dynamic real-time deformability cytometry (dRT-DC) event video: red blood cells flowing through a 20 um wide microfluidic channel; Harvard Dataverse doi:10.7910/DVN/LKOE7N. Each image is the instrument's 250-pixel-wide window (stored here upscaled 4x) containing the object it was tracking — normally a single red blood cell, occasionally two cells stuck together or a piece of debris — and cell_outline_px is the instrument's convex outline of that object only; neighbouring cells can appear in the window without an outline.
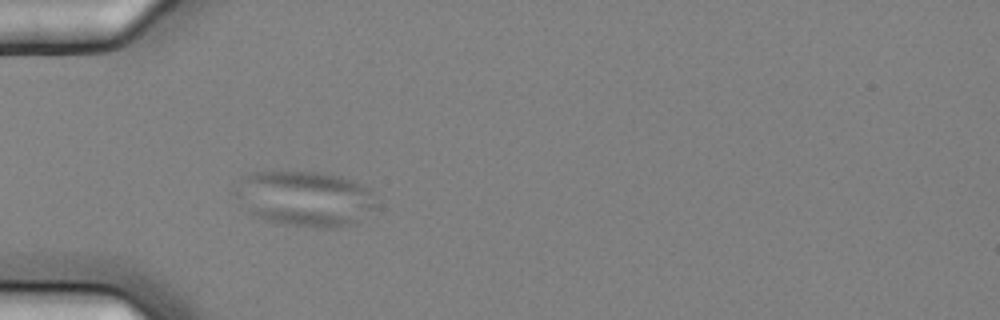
{"species": "common noctule bat (a hibernating species)", "species_latin": "Nyctalus noctula", "temperature_condition": "cold", "stored_images_in_passage": 4, "camera_frame_rate_fps": 3000, "um_per_image_px": 0.085, "animal": {"sex": "female", "body_mass_g": 25.1}, "frame": {"image": 1, "passage_image": 4, "time_ms": 1.0, "image_size_px": [1000, 320], "cell_outline_px": [[380, 208], [356, 224], [336, 228], [316, 228], [268, 220], [252, 216], [248, 212], [232, 192], [240, 180], [244, 176], [252, 172], [320, 172], [340, 176], [352, 180], [368, 188], [372, 192]], "centroid_in_image_um": [25.98, 16.89], "position_along_channel_um": 59.0, "area_um2": 46.12}}